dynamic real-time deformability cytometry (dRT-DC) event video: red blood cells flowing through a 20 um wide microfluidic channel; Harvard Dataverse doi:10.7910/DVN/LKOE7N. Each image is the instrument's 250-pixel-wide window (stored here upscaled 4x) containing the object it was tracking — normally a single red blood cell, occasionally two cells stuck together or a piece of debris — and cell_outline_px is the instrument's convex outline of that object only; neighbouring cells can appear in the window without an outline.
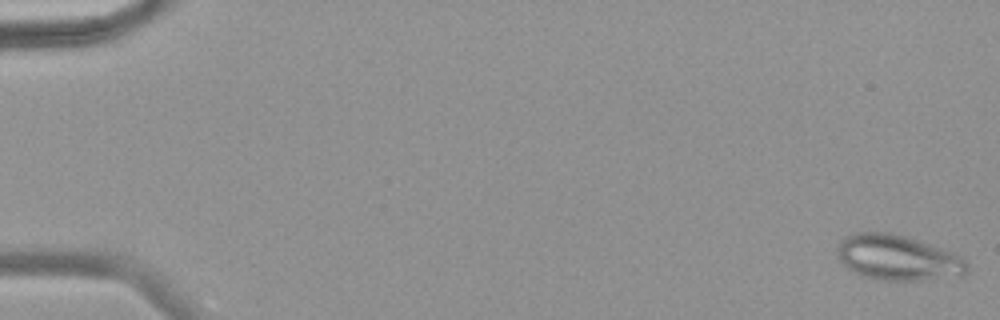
{"species": "common noctule bat (a hibernating species)", "species_latin": "Nyctalus noctula", "temperature_condition": "warm", "stored_images_in_passage": 58, "camera_frame_rate_fps": 3000, "um_per_image_px": 0.085, "animal": {"sex": "female", "body_mass_g": 18.4}, "frame": {"image": 1, "passage_image": 1, "time_ms": 0.0, "image_size_px": [1000, 320], "cell_outline_px": [[968, 272], [964, 276], [920, 280], [876, 280], [860, 276], [848, 268], [836, 256], [836, 248], [840, 240], [844, 236], [856, 232], [888, 232], [904, 236], [952, 252], [960, 256], [968, 264]], "centroid_in_image_um": [76.27, 21.91], "position_along_channel_um": 8.7, "area_um2": 34.51}}
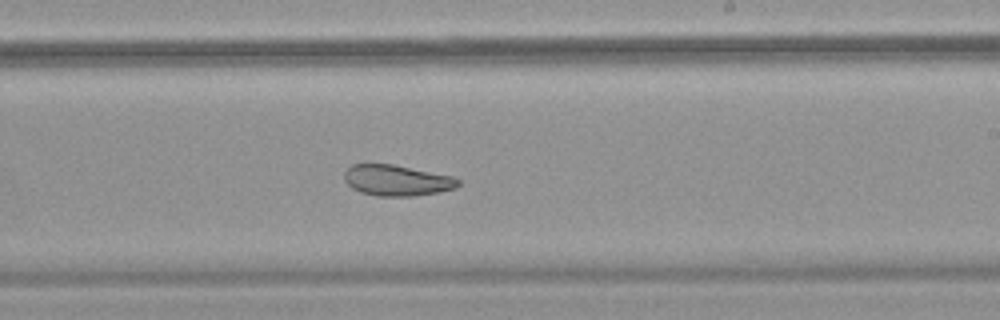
{"frame": {"image": 2, "passage_image": 36, "time_ms": 11.667, "image_size_px": [1000, 320], "cell_outline_px": [[460, 184], [456, 188], [436, 192], [412, 196], [376, 196], [360, 192], [352, 188], [344, 180], [344, 172], [352, 164], [392, 164], [452, 176], [460, 180]], "centroid_in_image_um": [33.71, 15.33], "position_along_channel_um": 255.3, "area_um2": 20.4}}
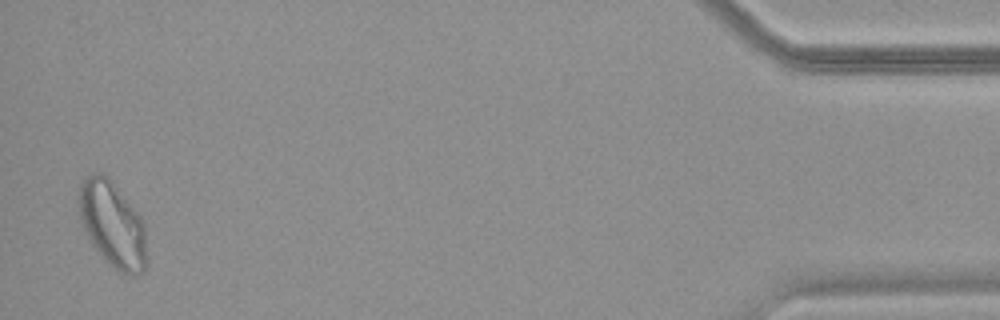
{"frame": {"image": 3, "passage_image": 57, "time_ms": 18.667, "image_size_px": [1000, 320], "cell_outline_px": [[148, 268], [144, 272], [132, 276], [128, 276], [120, 272], [108, 264], [104, 260], [92, 244], [84, 228], [80, 216], [80, 184], [84, 176], [92, 172], [100, 172], [108, 176], [112, 180], [140, 216], [144, 224], [148, 260]], "centroid_in_image_um": [9.61, 19.11], "position_along_channel_um": 425.6, "area_um2": 34.28}, "authors_computed_cell_mechanics": {"area_um2": 29.0156, "velocity_mm_per_s": 3.5396, "shape_relaxation_time_tau1_ms": null, "shape_relaxation_time_tau2_ms": 2.5669, "deformation_change_tau1": null, "deformation_change_tau2": 0.0799}}